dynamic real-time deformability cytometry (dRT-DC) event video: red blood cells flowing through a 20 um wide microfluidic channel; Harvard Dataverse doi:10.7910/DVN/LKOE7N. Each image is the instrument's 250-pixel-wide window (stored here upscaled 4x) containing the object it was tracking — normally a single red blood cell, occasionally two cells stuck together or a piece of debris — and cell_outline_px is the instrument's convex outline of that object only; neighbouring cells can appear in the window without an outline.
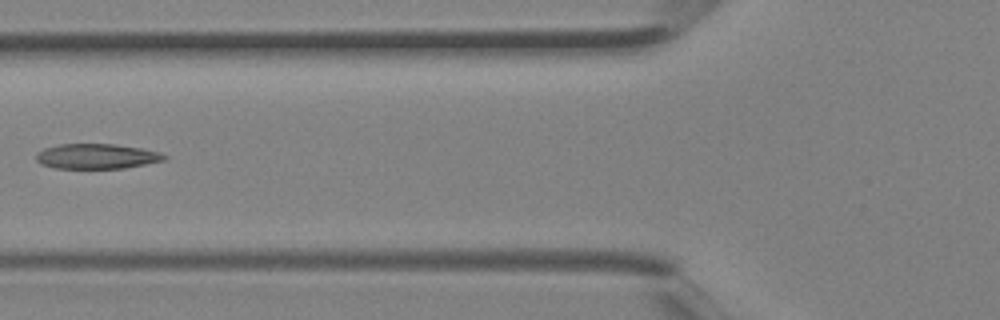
{"species": "Egyptian fruit bat (a non-hibernating species)", "species_latin": "Rousettus aegyptiacus", "temperature_condition": "room temperature", "stored_images_in_passage": 4, "camera_frame_rate_fps": 3000, "um_per_image_px": 0.085, "animal": {"sex": "female"}, "frame": {"image": 1, "passage_image": 4, "time_ms": 1.0, "image_size_px": [1000, 320], "cell_outline_px": [[168, 156], [164, 160], [124, 168], [56, 168], [40, 164], [36, 160], [36, 152], [44, 148], [60, 144], [116, 144], [140, 148], [160, 152]], "centroid_in_image_um": [8.19, 13.28], "position_along_channel_um": 117.6, "area_um2": 18.67}}